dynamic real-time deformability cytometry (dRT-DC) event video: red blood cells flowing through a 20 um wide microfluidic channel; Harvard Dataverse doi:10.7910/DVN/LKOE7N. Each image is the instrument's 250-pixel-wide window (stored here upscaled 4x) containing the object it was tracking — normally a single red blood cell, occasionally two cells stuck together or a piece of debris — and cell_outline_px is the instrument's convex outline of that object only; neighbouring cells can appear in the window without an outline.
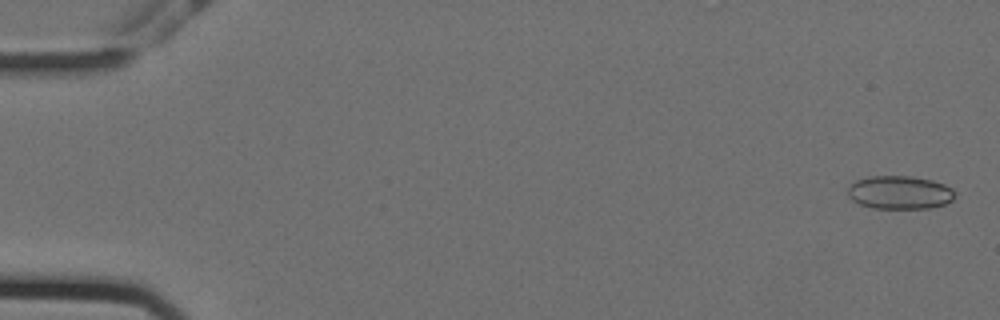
{"species": "Egyptian fruit bat (a non-hibernating species)", "species_latin": "Rousettus aegyptiacus", "temperature_condition": "cold", "stored_images_in_passage": 57, "camera_frame_rate_fps": 3000, "um_per_image_px": 0.085, "animal": {"sex": "female"}, "frame": {"image": 1, "passage_image": 2, "time_ms": 0.333, "image_size_px": [1000, 320], "cell_outline_px": [[956, 196], [952, 200], [944, 204], [928, 208], [872, 208], [860, 204], [852, 200], [848, 196], [848, 188], [856, 180], [868, 176], [912, 176], [932, 180], [944, 184], [952, 188], [956, 192]], "centroid_in_image_um": [76.49, 16.35], "position_along_channel_um": 8.5, "area_um2": 20.87}}
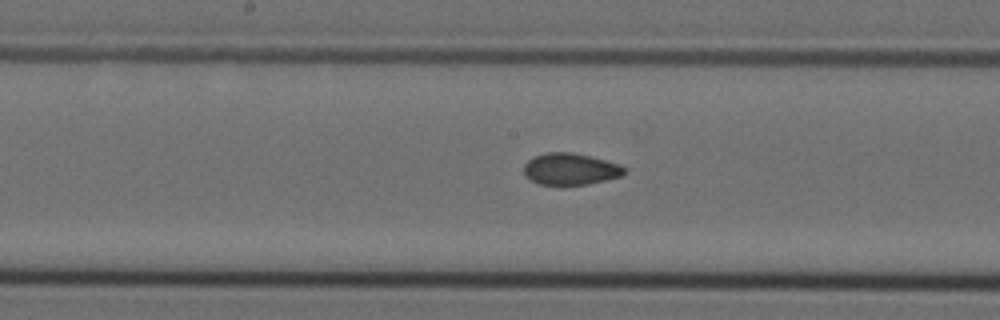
{"frame": {"image": 2, "passage_image": 30, "time_ms": 9.667, "image_size_px": [1000, 320], "cell_outline_px": [[628, 172], [620, 176], [588, 184], [560, 188], [540, 184], [524, 176], [524, 164], [532, 156], [548, 152], [572, 152], [620, 164], [628, 168]], "centroid_in_image_um": [48.46, 14.4], "position_along_channel_um": 199.7, "area_um2": 19.19}}
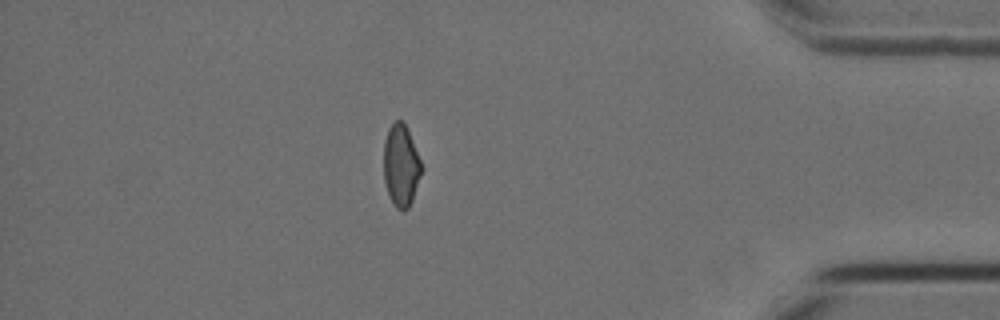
{"frame": {"image": 3, "passage_image": 50, "time_ms": 16.333, "image_size_px": [1000, 320], "cell_outline_px": [[420, 176], [412, 200], [408, 208], [404, 212], [396, 208], [392, 204], [384, 180], [384, 140], [388, 128], [396, 120], [404, 120], [420, 160]], "centroid_in_image_um": [34.06, 14.06], "position_along_channel_um": 401.1, "area_um2": 17.86}, "authors_computed_cell_mechanics": {"area_um2": 19.074, "velocity_mm_per_s": 3.5698, "shape_relaxation_time_tau1_ms": null, "shape_relaxation_time_tau2_ms": 2.8457, "deformation_change_tau1": null, "deformation_change_tau2": 0.0703}}